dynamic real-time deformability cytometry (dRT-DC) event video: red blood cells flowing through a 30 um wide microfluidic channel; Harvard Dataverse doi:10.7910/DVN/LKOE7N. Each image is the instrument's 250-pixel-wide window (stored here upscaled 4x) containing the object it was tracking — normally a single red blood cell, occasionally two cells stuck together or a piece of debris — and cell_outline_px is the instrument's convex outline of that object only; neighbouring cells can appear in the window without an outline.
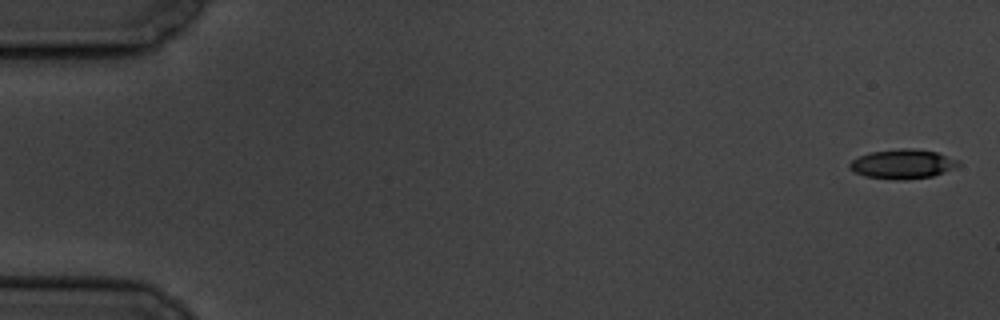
{"species": "common noctule bat (a hibernating species)", "species_latin": "Nyctalus noctula", "temperature_condition": "cold", "stored_images_in_passage": 6, "camera_frame_rate_fps": 3000, "um_per_image_px": 0.085, "animal": {"sex": "male", "body_mass_g": 19.5, "forearm_length_mm": 54.6}, "frame": {"image": 1, "passage_image": 1, "time_ms": 0.0, "image_size_px": [1000, 320], "cell_outline_px": [[960, 164], [944, 172], [932, 176], [904, 180], [900, 180], [864, 176], [848, 168], [848, 164], [852, 160], [860, 156], [872, 152], [900, 148], [912, 148], [936, 152], [960, 160]], "centroid_in_image_um": [76.72, 13.94], "position_along_channel_um": 8.3, "area_um2": 18.5}}
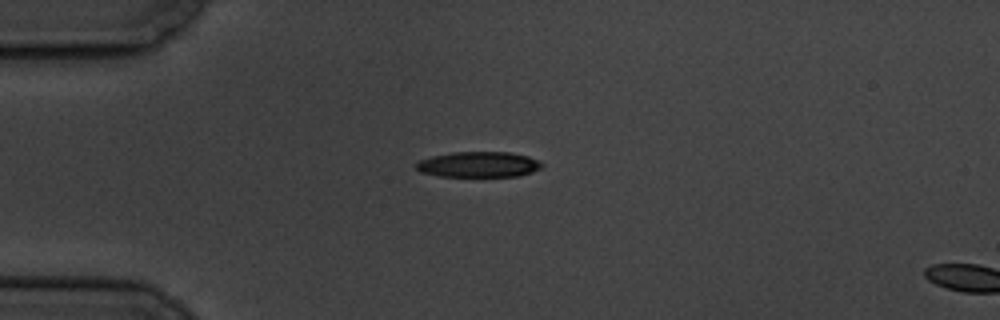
{"frame": {"image": 2, "passage_image": 5, "time_ms": 4.667, "image_size_px": [1000, 320], "cell_outline_px": [[544, 164], [540, 168], [532, 172], [520, 176], [440, 176], [420, 172], [416, 168], [416, 164], [420, 160], [432, 156], [452, 152], [508, 152], [528, 156], [540, 160]], "centroid_in_image_um": [40.71, 13.98], "position_along_channel_um": 44.3, "area_um2": 18.73}}